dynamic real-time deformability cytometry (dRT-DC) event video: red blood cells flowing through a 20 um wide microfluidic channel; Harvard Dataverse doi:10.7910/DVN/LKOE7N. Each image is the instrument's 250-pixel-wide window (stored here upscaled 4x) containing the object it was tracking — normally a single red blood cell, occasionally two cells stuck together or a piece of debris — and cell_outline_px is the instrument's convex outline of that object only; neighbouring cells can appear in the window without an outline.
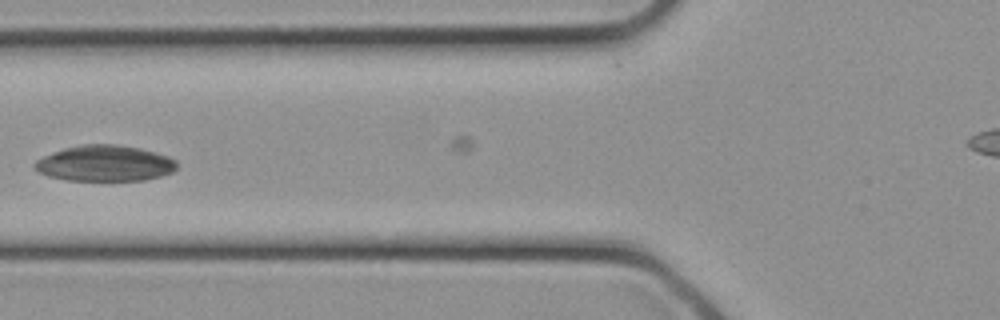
{"species": "common noctule bat (a hibernating species)", "species_latin": "Nyctalus noctula", "temperature_condition": "cold", "stored_images_in_passage": 14, "camera_frame_rate_fps": 3000, "um_per_image_px": 0.085, "animal": {"sex": "female", "body_mass_g": 21.9}, "frame": {"image": 1, "passage_image": 12, "time_ms": 3.667, "image_size_px": [1000, 320], "cell_outline_px": [[176, 168], [172, 172], [160, 176], [144, 180], [68, 180], [48, 176], [32, 168], [32, 164], [36, 160], [44, 156], [64, 148], [84, 144], [120, 144], [140, 148], [168, 156], [176, 160]], "centroid_in_image_um": [8.9, 13.88], "position_along_channel_um": 116.9, "area_um2": 29.71}}